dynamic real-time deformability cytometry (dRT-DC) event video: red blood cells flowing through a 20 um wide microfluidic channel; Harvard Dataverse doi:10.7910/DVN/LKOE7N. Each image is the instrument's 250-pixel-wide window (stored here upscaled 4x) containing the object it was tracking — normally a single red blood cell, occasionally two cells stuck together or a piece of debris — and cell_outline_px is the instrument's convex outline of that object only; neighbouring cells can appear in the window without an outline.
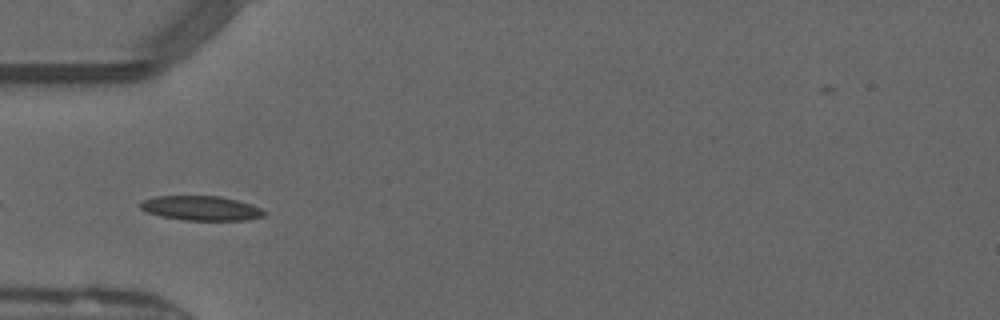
{"species": "common noctule bat (a hibernating species)", "species_latin": "Nyctalus noctula", "temperature_condition": "warm", "stored_images_in_passage": 10, "camera_frame_rate_fps": 3000, "um_per_image_px": 0.085, "animal": {"sex": "male", "forearm_length_mm": 52.5}, "frame": {"image": 1, "passage_image": 4, "time_ms": 1.0, "image_size_px": [1000, 320], "cell_outline_px": [[268, 212], [264, 216], [248, 220], [184, 220], [164, 216], [148, 212], [140, 208], [136, 204], [140, 200], [156, 196], [220, 196], [252, 204]], "centroid_in_image_um": [17.09, 17.69], "position_along_channel_um": 67.9, "area_um2": 17.8}}